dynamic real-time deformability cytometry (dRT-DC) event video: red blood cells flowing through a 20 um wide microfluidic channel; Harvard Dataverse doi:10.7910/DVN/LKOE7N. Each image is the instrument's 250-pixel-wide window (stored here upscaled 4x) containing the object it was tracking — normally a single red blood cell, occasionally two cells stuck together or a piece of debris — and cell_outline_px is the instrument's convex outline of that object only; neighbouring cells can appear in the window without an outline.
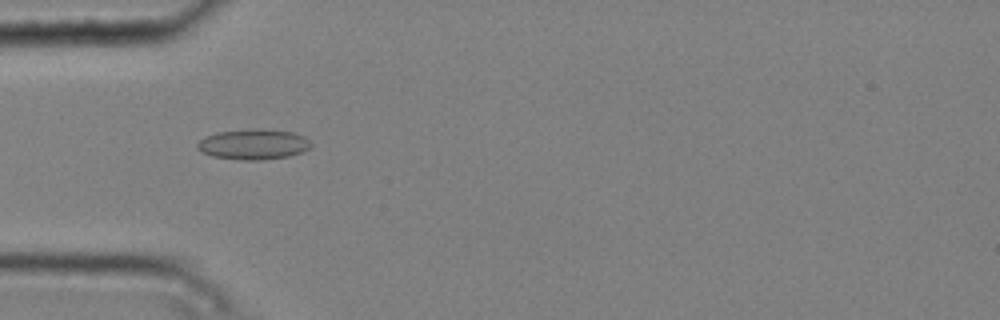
{"species": "common noctule bat (a hibernating species)", "species_latin": "Nyctalus noctula", "temperature_condition": "cold", "stored_images_in_passage": 5, "camera_frame_rate_fps": 3000, "um_per_image_px": 0.085, "animal": {"sex": "male", "body_mass_g": 20.4}, "frame": {"image": 1, "passage_image": 4, "time_ms": 1.0, "image_size_px": [1000, 320], "cell_outline_px": [[312, 148], [304, 152], [288, 156], [260, 160], [240, 160], [212, 156], [196, 148], [196, 144], [204, 136], [216, 132], [252, 128], [292, 132], [304, 136], [312, 144]], "centroid_in_image_um": [21.54, 12.26], "position_along_channel_um": 63.5, "area_um2": 20.29}}
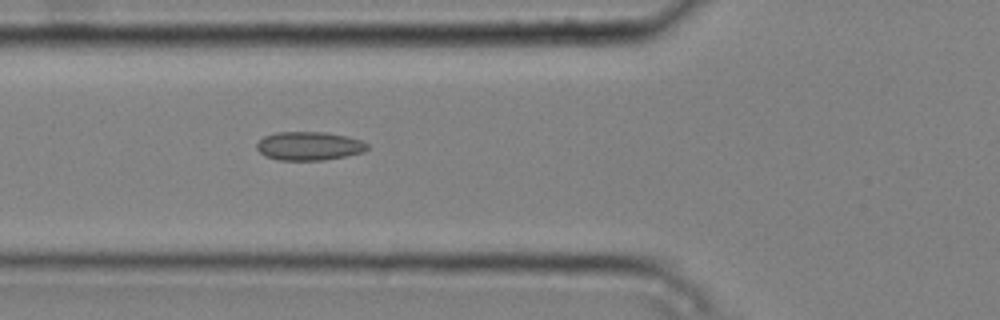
{"frame": {"image": 2, "passage_image": 5, "time_ms": 1.333, "image_size_px": [1000, 320], "cell_outline_px": [[368, 148], [364, 152], [324, 160], [280, 160], [264, 156], [256, 148], [256, 144], [264, 136], [276, 132], [324, 132], [348, 136], [360, 140], [368, 144]], "centroid_in_image_um": [26.26, 12.4], "position_along_channel_um": 99.5, "area_um2": 18.44}}